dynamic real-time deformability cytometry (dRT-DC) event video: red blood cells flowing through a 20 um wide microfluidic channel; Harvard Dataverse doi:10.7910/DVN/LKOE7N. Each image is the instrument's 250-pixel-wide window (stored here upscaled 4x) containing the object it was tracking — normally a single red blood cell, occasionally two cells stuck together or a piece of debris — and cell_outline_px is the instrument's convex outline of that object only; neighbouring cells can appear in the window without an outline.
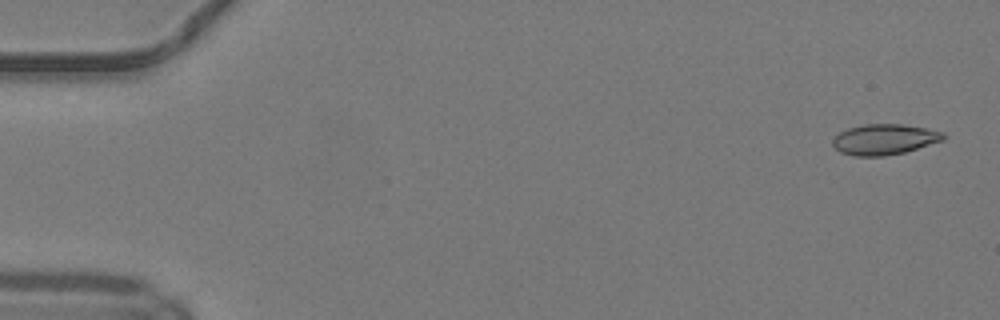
{"species": "common noctule bat (a hibernating species)", "species_latin": "Nyctalus noctula", "temperature_condition": "warm", "stored_images_in_passage": 50, "camera_frame_rate_fps": 3000, "um_per_image_px": 0.085, "animal": {"sex": "male", "body_mass_g": 19.2, "forearm_length_mm": 51.8}, "frame": {"image": 1, "passage_image": 2, "time_ms": 0.333, "image_size_px": [1000, 320], "cell_outline_px": [[948, 136], [944, 140], [904, 152], [884, 156], [852, 156], [840, 152], [832, 144], [832, 140], [840, 132], [848, 128], [864, 124], [904, 124], [944, 132]], "centroid_in_image_um": [75.18, 11.85], "position_along_channel_um": 9.8, "area_um2": 19.77}}
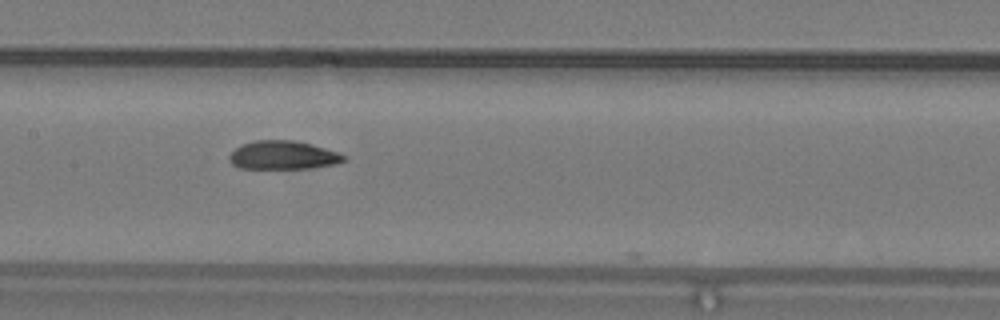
{"frame": {"image": 2, "passage_image": 25, "time_ms": 8.0, "image_size_px": [1000, 320], "cell_outline_px": [[348, 160], [336, 164], [312, 168], [240, 168], [232, 164], [228, 160], [228, 156], [236, 148], [244, 144], [256, 140], [296, 140], [312, 144], [340, 152], [348, 156]], "centroid_in_image_um": [24.13, 13.19], "position_along_channel_um": 183.3, "area_um2": 19.25}}
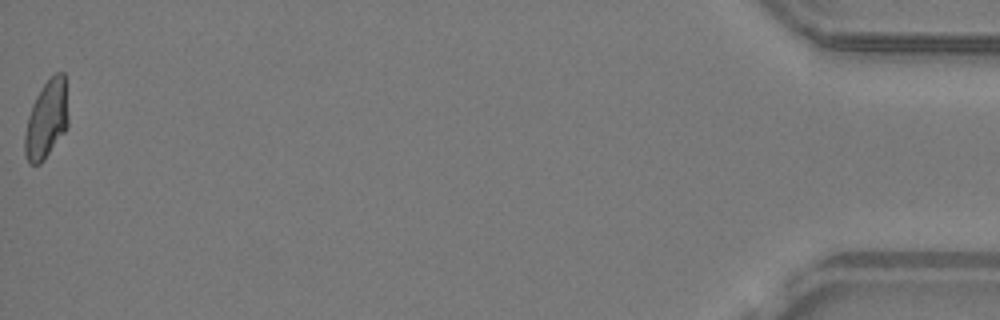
{"frame": {"image": 3, "passage_image": 50, "time_ms": 16.333, "image_size_px": [1000, 320], "cell_outline_px": [[68, 128], [44, 160], [40, 164], [28, 164], [24, 156], [24, 136], [28, 116], [32, 104], [36, 96], [44, 84], [56, 72], [64, 72], [68, 116]], "centroid_in_image_um": [3.94, 10.2], "position_along_channel_um": 431.3, "area_um2": 19.94}, "authors_computed_cell_mechanics": {"area_um2": 19.6809, "velocity_mm_per_s": 4.1639, "shape_relaxation_time_tau1_ms": null, "shape_relaxation_time_tau2_ms": 1.3769, "deformation_change_tau1": null, "deformation_change_tau2": 0.0946}}